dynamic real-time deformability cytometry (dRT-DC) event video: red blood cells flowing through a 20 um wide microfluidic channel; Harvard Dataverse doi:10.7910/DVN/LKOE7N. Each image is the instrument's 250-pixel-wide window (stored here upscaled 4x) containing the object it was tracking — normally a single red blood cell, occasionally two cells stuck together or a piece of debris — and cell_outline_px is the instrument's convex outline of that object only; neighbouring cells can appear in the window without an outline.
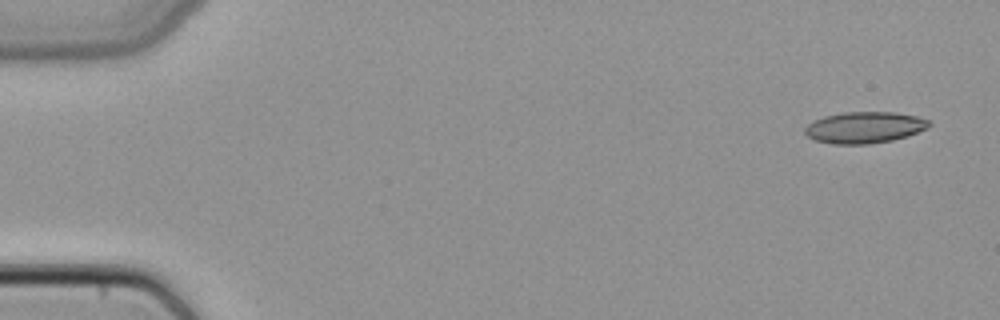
{"species": "common noctule bat (a hibernating species)", "species_latin": "Nyctalus noctula", "temperature_condition": "cold", "stored_images_in_passage": 3, "segment_of_instrument_passage": [2, 2], "camera_frame_rate_fps": 3000, "um_per_image_px": 0.085, "animal": {"sex": "female", "body_mass_g": 22.7, "forearm_length_mm": 54.2}, "frame": {"image": 1, "passage_image": 3, "time_ms": 0.667, "image_size_px": [1000, 320], "cell_outline_px": [[932, 124], [928, 128], [908, 136], [892, 140], [868, 144], [832, 144], [816, 140], [808, 136], [804, 132], [804, 128], [812, 120], [824, 116], [844, 112], [896, 112], [916, 116], [928, 120]], "centroid_in_image_um": [73.48, 10.83], "position_along_channel_um": 11.5, "area_um2": 22.83}}